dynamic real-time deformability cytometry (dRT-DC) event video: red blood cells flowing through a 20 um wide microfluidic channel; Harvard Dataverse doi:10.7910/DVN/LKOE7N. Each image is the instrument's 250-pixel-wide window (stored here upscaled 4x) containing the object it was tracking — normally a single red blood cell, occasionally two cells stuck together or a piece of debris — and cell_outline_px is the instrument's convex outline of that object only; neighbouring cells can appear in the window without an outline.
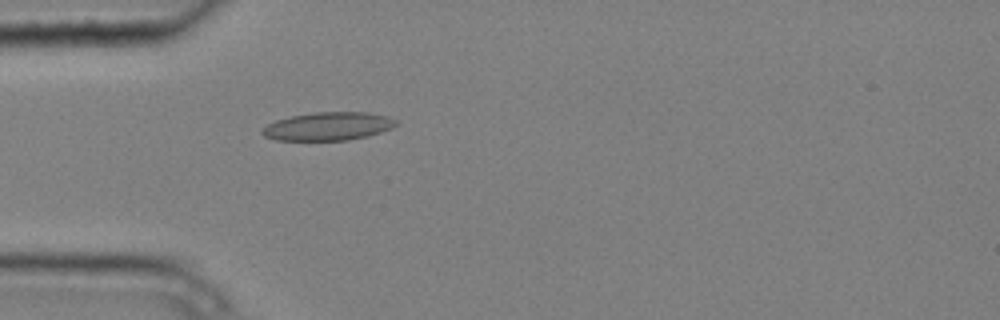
{"species": "common noctule bat (a hibernating species)", "species_latin": "Nyctalus noctula", "temperature_condition": "cold", "stored_images_in_passage": 3, "camera_frame_rate_fps": 3000, "um_per_image_px": 0.085, "animal": {"sex": "male", "body_mass_g": 20.4}, "frame": {"image": 1, "passage_image": 3, "time_ms": 0.667, "image_size_px": [1000, 320], "cell_outline_px": [[400, 120], [392, 128], [368, 136], [348, 140], [276, 140], [264, 136], [260, 132], [268, 124], [276, 120], [292, 116], [312, 112], [368, 112], [388, 116]], "centroid_in_image_um": [27.93, 10.73], "position_along_channel_um": 57.1, "area_um2": 22.08}}